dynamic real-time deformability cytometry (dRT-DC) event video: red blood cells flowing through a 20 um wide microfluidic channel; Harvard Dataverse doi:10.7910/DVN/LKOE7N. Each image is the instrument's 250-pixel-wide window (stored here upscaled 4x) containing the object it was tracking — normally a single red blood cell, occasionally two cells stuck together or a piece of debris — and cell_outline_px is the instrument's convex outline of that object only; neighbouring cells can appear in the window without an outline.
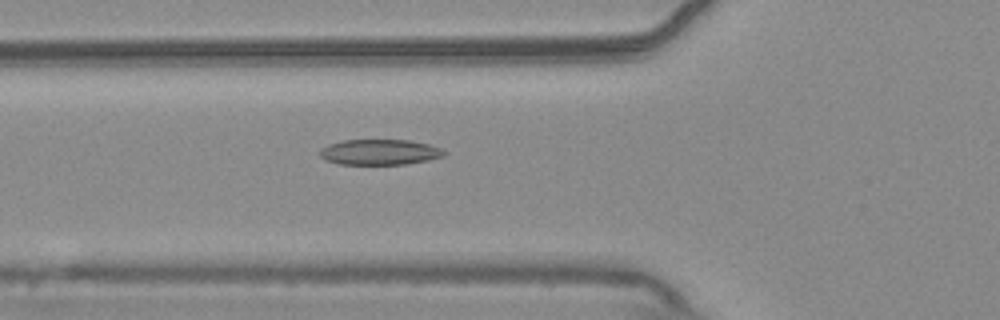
{"species": "common noctule bat (a hibernating species)", "species_latin": "Nyctalus noctula", "temperature_condition": "warm", "stored_images_in_passage": 55, "camera_frame_rate_fps": 3000, "um_per_image_px": 0.085, "animal": {"sex": "male", "body_mass_g": 20.4}, "frame": {"image": 1, "passage_image": 20, "time_ms": 6.333, "image_size_px": [1000, 320], "cell_outline_px": [[448, 152], [444, 156], [428, 160], [408, 164], [340, 164], [324, 160], [320, 156], [320, 148], [328, 144], [344, 140], [408, 140], [428, 144], [440, 148]], "centroid_in_image_um": [32.27, 12.93], "position_along_channel_um": 93.5, "area_um2": 18.55}}
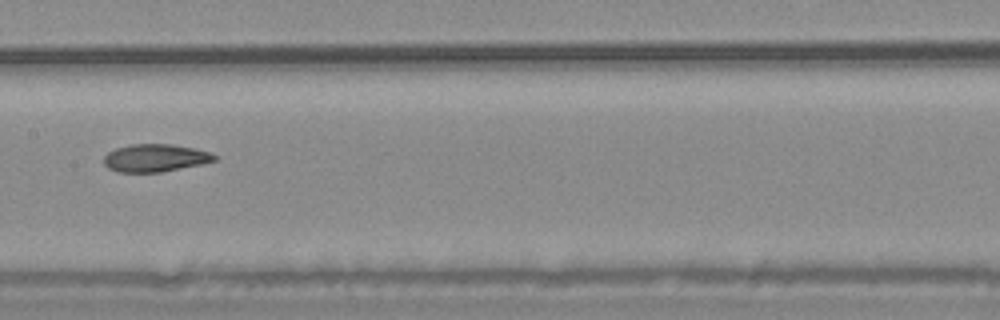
{"frame": {"image": 2, "passage_image": 28, "time_ms": 9.0, "image_size_px": [1000, 320], "cell_outline_px": [[216, 160], [200, 164], [160, 172], [116, 172], [108, 168], [104, 164], [104, 156], [108, 152], [116, 148], [132, 144], [172, 144], [196, 148], [212, 152], [216, 156]], "centroid_in_image_um": [13.19, 13.42], "position_along_channel_um": 194.2, "area_um2": 17.86}}
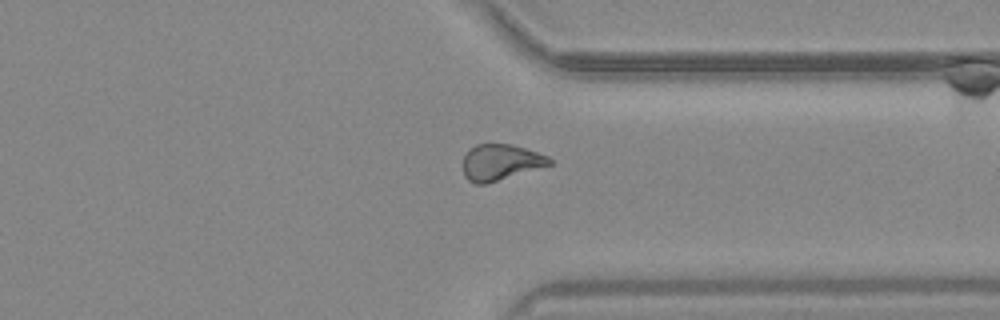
{"frame": {"image": 3, "passage_image": 42, "time_ms": 13.667, "image_size_px": [1000, 320], "cell_outline_px": [[552, 164], [488, 184], [476, 184], [468, 180], [464, 176], [464, 156], [468, 148], [476, 144], [512, 144], [548, 156], [552, 160]], "centroid_in_image_um": [42.53, 13.8], "position_along_channel_um": 368.9, "area_um2": 18.21}, "authors_computed_cell_mechanics": {"area_um2": 19.074, "velocity_mm_per_s": 3.7463, "shape_relaxation_time_tau1_ms": null, "shape_relaxation_time_tau2_ms": 3.1402, "deformation_change_tau1": null, "deformation_change_tau2": 0.0909}}